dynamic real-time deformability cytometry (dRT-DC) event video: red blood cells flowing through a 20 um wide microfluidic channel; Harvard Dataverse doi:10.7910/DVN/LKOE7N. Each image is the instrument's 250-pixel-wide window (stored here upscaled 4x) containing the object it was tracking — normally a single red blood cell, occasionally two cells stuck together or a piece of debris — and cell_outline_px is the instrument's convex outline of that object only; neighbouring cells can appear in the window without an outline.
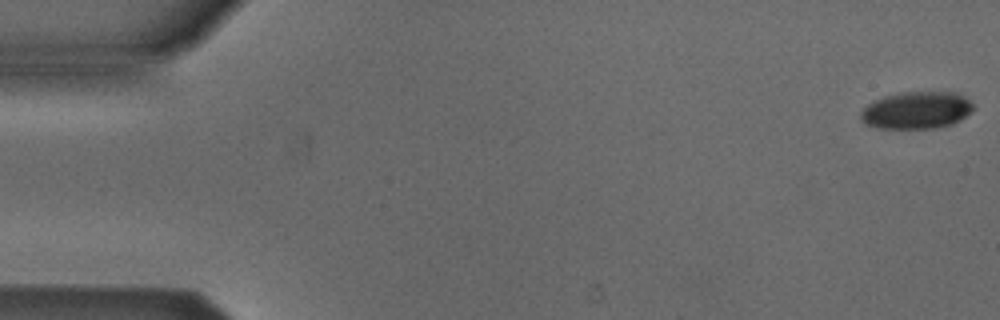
{"species": "Egyptian fruit bat (a non-hibernating species)", "species_latin": "Rousettus aegyptiacus", "temperature_condition": "cold", "stored_images_in_passage": 53, "camera_frame_rate_fps": 3000, "um_per_image_px": 0.085, "animal": {"sex": "male"}, "frame": {"image": 1, "passage_image": 1, "time_ms": 0.0, "image_size_px": [1000, 320], "cell_outline_px": [[976, 108], [960, 120], [952, 124], [932, 128], [876, 128], [864, 124], [860, 120], [860, 112], [868, 104], [884, 96], [904, 92], [952, 92], [968, 100]], "centroid_in_image_um": [77.87, 9.38], "position_along_channel_um": 7.1, "area_um2": 24.28}}
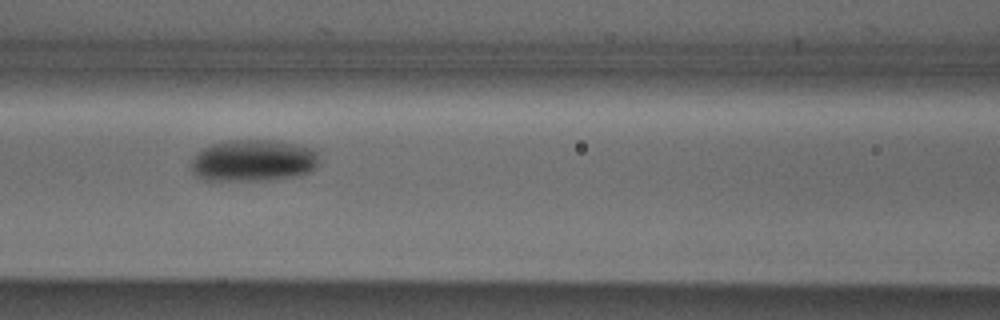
{"frame": {"image": 2, "passage_image": 23, "time_ms": 7.333, "image_size_px": [1000, 320], "cell_outline_px": [[316, 168], [308, 172], [296, 176], [264, 180], [204, 180], [196, 176], [192, 172], [192, 160], [196, 152], [212, 144], [228, 140], [268, 140], [292, 144], [312, 148], [316, 152]], "centroid_in_image_um": [21.47, 13.65], "position_along_channel_um": 145.1, "area_um2": 30.87}}
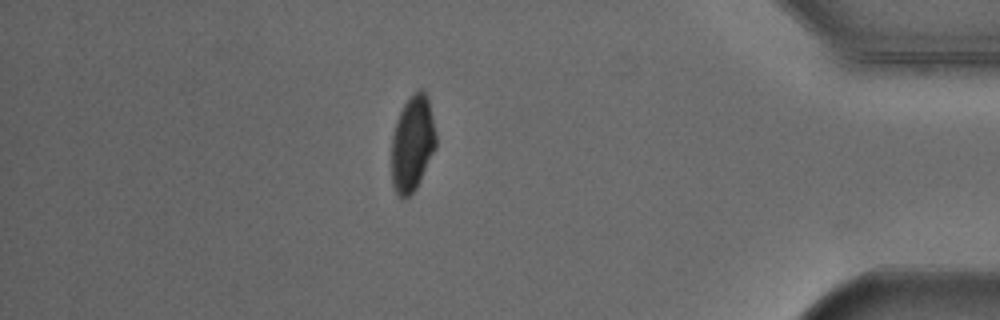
{"frame": {"image": 3, "passage_image": 46, "time_ms": 15.0, "image_size_px": [1000, 320], "cell_outline_px": [[436, 148], [416, 188], [404, 200], [400, 200], [392, 184], [392, 136], [396, 120], [404, 104], [412, 92], [420, 88], [428, 96], [436, 136]], "centroid_in_image_um": [35.05, 12.2], "position_along_channel_um": 400.2, "area_um2": 24.91}, "authors_computed_cell_mechanics": {"area_um2": 26.4146, "velocity_mm_per_s": 3.8734, "shape_relaxation_time_tau1_ms": 11.3789, "shape_relaxation_time_tau2_ms": null, "deformation_change_tau1": 0.242, "deformation_change_tau2": null}}